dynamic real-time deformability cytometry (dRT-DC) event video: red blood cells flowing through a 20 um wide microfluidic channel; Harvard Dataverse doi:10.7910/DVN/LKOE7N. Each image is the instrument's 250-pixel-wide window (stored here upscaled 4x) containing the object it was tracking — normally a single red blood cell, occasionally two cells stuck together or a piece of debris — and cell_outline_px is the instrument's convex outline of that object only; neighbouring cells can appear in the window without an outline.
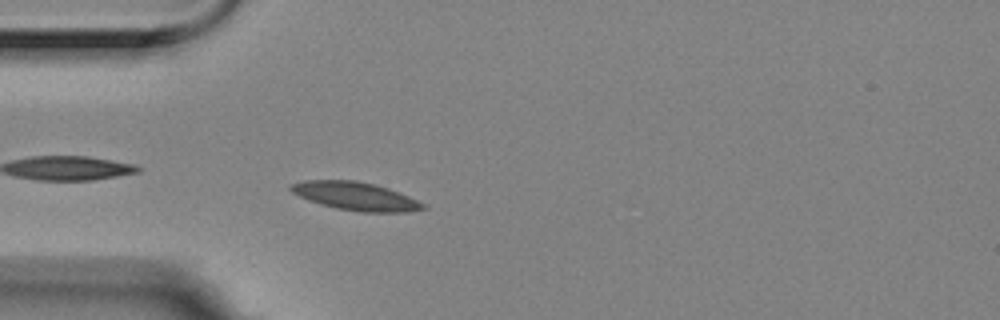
{"species": "Egyptian fruit bat (a non-hibernating species)", "species_latin": "Rousettus aegyptiacus", "temperature_condition": "room temperature", "stored_images_in_passage": 3, "camera_frame_rate_fps": 3000, "um_per_image_px": 0.085, "animal": {"sex": "female"}, "frame": {"image": 1, "passage_image": 3, "time_ms": 0.667, "image_size_px": [1000, 320], "cell_outline_px": [[428, 208], [408, 212], [360, 212], [336, 208], [320, 204], [308, 200], [292, 192], [288, 188], [292, 184], [304, 180], [356, 180], [376, 184], [388, 188], [408, 196], [424, 204]], "centroid_in_image_um": [30.22, 16.67], "position_along_channel_um": 54.8, "area_um2": 21.73}}